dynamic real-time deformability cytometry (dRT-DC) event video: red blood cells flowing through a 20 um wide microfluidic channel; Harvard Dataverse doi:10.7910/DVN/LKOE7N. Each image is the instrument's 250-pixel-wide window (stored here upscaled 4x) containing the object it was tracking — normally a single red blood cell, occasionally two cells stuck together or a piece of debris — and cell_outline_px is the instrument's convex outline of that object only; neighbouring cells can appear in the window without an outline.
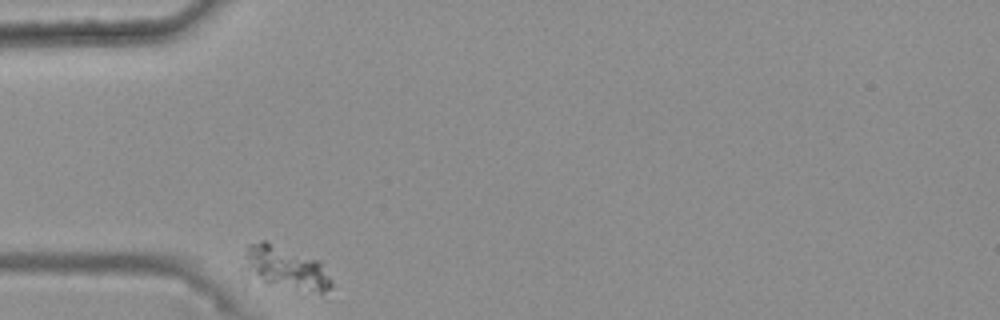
{"species": "common noctule bat (a hibernating species)", "species_latin": "Nyctalus noctula", "temperature_condition": "warm", "stored_images_in_passage": 35, "camera_frame_rate_fps": 3000, "um_per_image_px": 0.085, "animal": {"sex": "female", "body_mass_g": 25.1}, "frame": {"image": 1, "passage_image": 1, "time_ms": 0.0, "image_size_px": [1000, 320], "cell_outline_px": [[332, 284], [328, 300], [244, 288], [240, 280], [244, 256], [248, 244], [260, 240], [264, 240], [320, 260], [332, 280]], "centroid_in_image_um": [24.15, 23.09], "position_along_channel_um": 60.9, "area_um2": 27.63}}
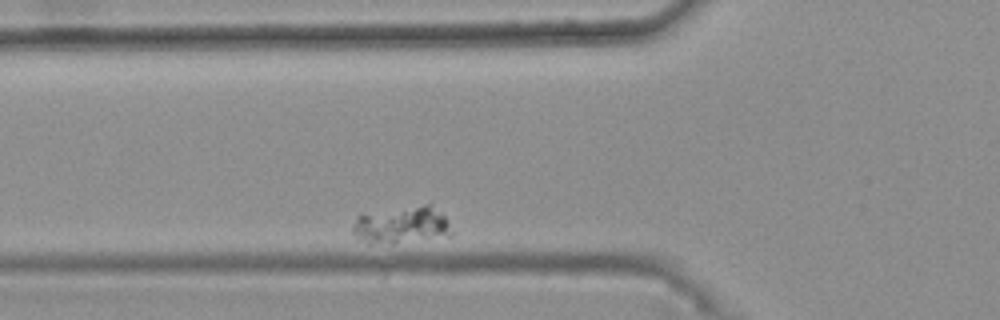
{"frame": {"image": 2, "passage_image": 5, "time_ms": 1.333, "image_size_px": [1000, 320], "cell_outline_px": [[456, 232], [452, 236], [392, 244], [368, 244], [356, 236], [352, 232], [352, 224], [356, 216], [424, 204], [432, 204], [444, 216]], "centroid_in_image_um": [34.2, 19.17], "position_along_channel_um": 91.6, "area_um2": 21.73}}
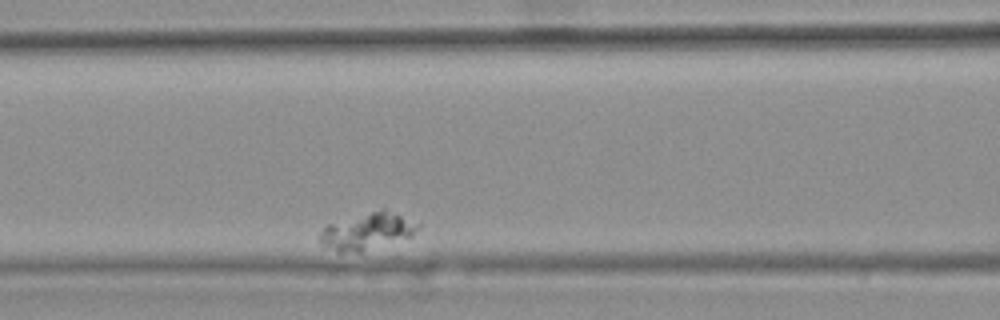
{"frame": {"image": 3, "passage_image": 10, "time_ms": 3.0, "image_size_px": [1000, 320], "cell_outline_px": [[420, 228], [412, 236], [360, 252], [336, 252], [324, 248], [316, 240], [324, 224], [384, 208], [420, 224]], "centroid_in_image_um": [31.12, 19.67], "position_along_channel_um": 135.5, "area_um2": 21.33}}